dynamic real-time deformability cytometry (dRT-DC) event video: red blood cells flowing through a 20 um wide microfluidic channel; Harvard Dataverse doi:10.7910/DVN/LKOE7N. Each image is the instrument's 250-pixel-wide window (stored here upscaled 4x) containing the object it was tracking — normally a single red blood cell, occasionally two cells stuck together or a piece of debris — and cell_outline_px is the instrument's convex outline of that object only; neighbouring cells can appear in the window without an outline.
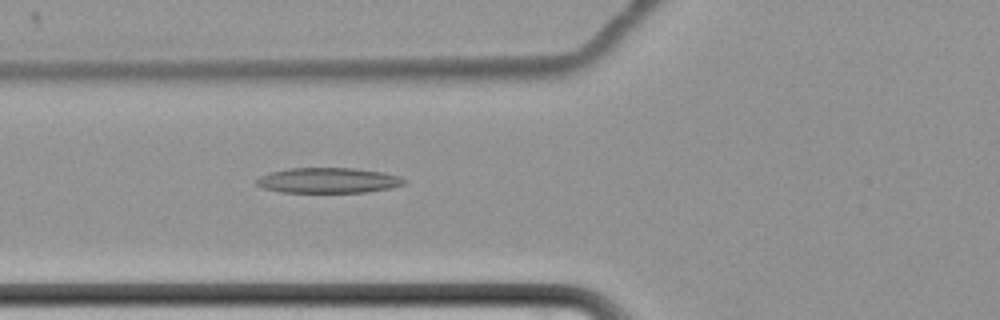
{"species": "common noctule bat (a hibernating species)", "species_latin": "Nyctalus noctula", "temperature_condition": "cold", "stored_images_in_passage": 41, "camera_frame_rate_fps": 3000, "um_per_image_px": 0.085, "animal": {"sex": "female", "body_mass_g": 22.7, "forearm_length_mm": 54.2}, "frame": {"image": 1, "passage_image": 4, "time_ms": 1.0, "image_size_px": [1000, 320], "cell_outline_px": [[408, 180], [404, 184], [392, 188], [368, 192], [280, 192], [264, 188], [256, 184], [256, 180], [260, 176], [272, 172], [288, 168], [356, 168], [380, 172], [400, 176]], "centroid_in_image_um": [27.94, 15.33], "position_along_channel_um": 97.9, "area_um2": 21.79}}
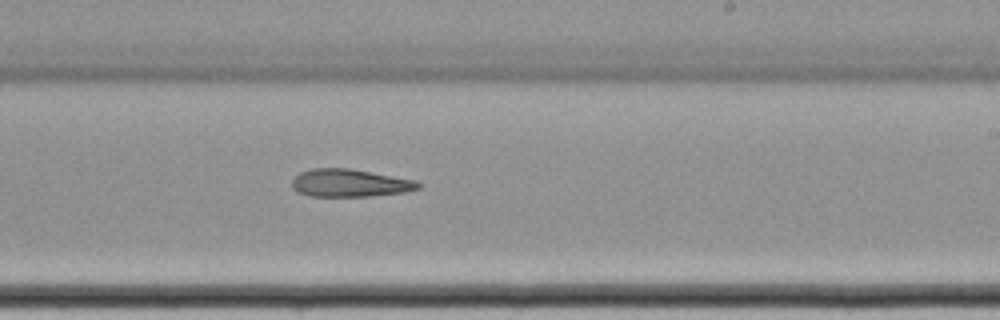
{"frame": {"image": 2, "passage_image": 18, "time_ms": 5.667, "image_size_px": [1000, 320], "cell_outline_px": [[424, 184], [420, 188], [404, 192], [372, 196], [312, 196], [296, 192], [292, 188], [292, 180], [300, 172], [312, 168], [348, 168], [416, 180]], "centroid_in_image_um": [29.75, 15.56], "position_along_channel_um": 259.3, "area_um2": 20.46}}
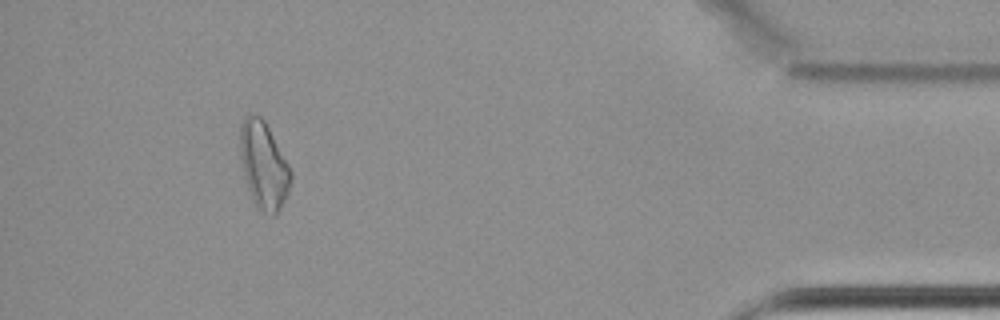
{"frame": {"image": 3, "passage_image": 36, "time_ms": 11.667, "image_size_px": [1000, 320], "cell_outline_px": [[292, 180], [288, 192], [276, 216], [272, 216], [264, 212], [252, 200], [244, 176], [240, 156], [240, 124], [244, 116], [248, 112], [260, 116], [264, 120], [288, 164], [292, 172]], "centroid_in_image_um": [22.4, 14.03], "position_along_channel_um": 412.8, "area_um2": 25.66}}